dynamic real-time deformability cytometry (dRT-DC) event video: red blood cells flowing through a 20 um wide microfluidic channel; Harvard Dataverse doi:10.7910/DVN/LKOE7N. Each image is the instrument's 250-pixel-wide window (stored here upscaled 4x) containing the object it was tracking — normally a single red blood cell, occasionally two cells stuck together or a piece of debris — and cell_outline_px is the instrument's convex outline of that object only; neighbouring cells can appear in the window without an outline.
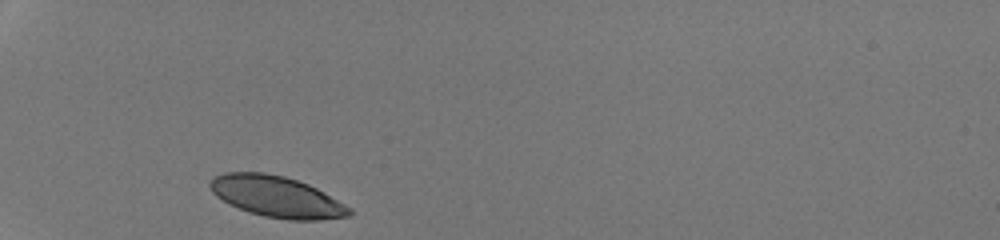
{"species": "human", "species_latin": "Homo sapiens", "temperature_condition": "room temperature", "stored_images_in_passage": 27, "camera_frame_rate_fps": 3000, "um_per_image_px": 0.085, "donor": {"sex": "male"}, "frame": {"image": 1, "passage_image": 1, "time_ms": 0.0, "image_size_px": [1000, 240], "cell_outline_px": [[352, 216], [320, 220], [288, 220], [264, 216], [248, 212], [228, 204], [216, 196], [212, 192], [208, 184], [212, 176], [224, 172], [264, 172], [284, 176], [308, 184], [324, 192], [352, 208]], "centroid_in_image_um": [23.5, 16.72], "position_along_channel_um": 61.5, "area_um2": 33.7}}
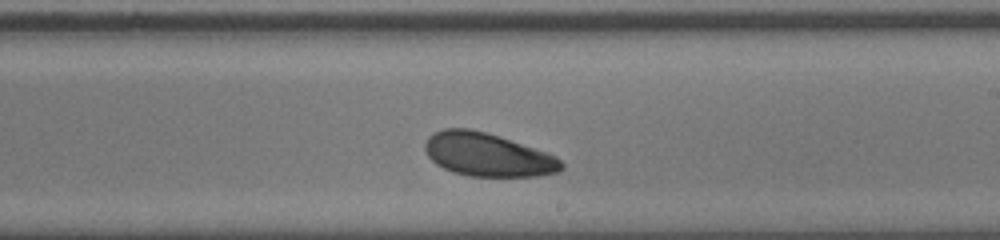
{"frame": {"image": 2, "passage_image": 16, "time_ms": 5.0, "image_size_px": [1000, 240], "cell_outline_px": [[564, 168], [560, 172], [536, 176], [468, 176], [444, 168], [436, 164], [428, 156], [424, 148], [424, 144], [428, 136], [432, 132], [444, 128], [468, 128], [484, 132], [548, 152], [556, 156], [564, 164]], "centroid_in_image_um": [41.45, 13.15], "position_along_channel_um": 247.6, "area_um2": 34.39}}
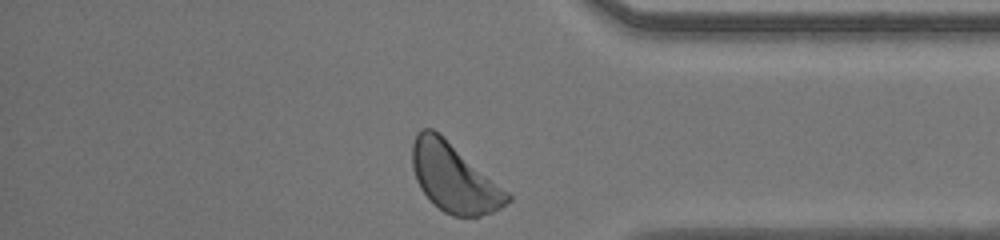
{"frame": {"image": 3, "passage_image": 27, "time_ms": 8.667, "image_size_px": [1000, 240], "cell_outline_px": [[512, 200], [500, 208], [492, 212], [480, 216], [452, 216], [444, 212], [432, 204], [420, 188], [416, 180], [412, 168], [412, 144], [420, 128], [432, 128], [508, 192], [512, 196]], "centroid_in_image_um": [38.56, 15.15], "position_along_channel_um": 396.6, "area_um2": 37.4}, "authors_computed_cell_mechanics": {"area_um2": 34.5066, "velocity_mm_per_s": 4.2253, "shape_relaxation_time_tau1_ms": 1.0831, "shape_relaxation_time_tau2_ms": null, "deformation_change_tau1": 0.0514, "deformation_change_tau2": null}}